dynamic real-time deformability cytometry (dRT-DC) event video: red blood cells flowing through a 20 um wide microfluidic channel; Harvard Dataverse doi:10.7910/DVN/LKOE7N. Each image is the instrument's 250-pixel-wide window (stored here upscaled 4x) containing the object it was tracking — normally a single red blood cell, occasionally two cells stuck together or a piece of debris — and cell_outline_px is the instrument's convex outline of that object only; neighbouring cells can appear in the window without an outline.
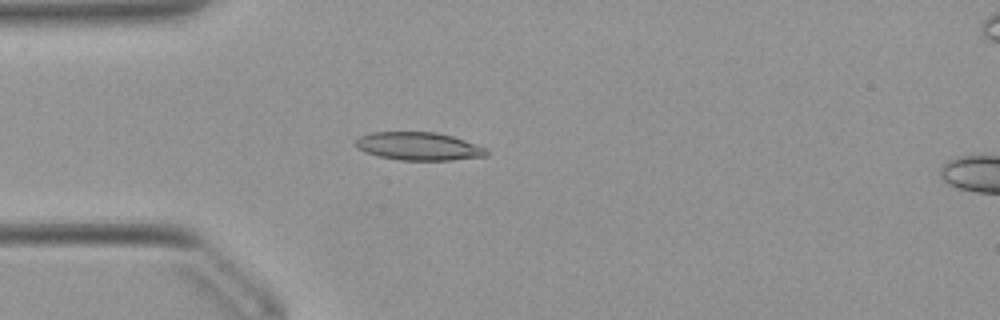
{"species": "Egyptian fruit bat (a non-hibernating species)", "species_latin": "Rousettus aegyptiacus", "temperature_condition": "warm", "stored_images_in_passage": 51, "camera_frame_rate_fps": 3000, "um_per_image_px": 0.085, "animal": {"sex": "female"}, "frame": {"image": 1, "passage_image": 13, "time_ms": 4.0, "image_size_px": [1000, 320], "cell_outline_px": [[488, 156], [452, 160], [400, 160], [380, 156], [364, 152], [356, 148], [356, 140], [360, 136], [372, 132], [436, 132], [452, 136], [488, 148]], "centroid_in_image_um": [35.61, 12.43], "position_along_channel_um": 49.4, "area_um2": 21.44}}
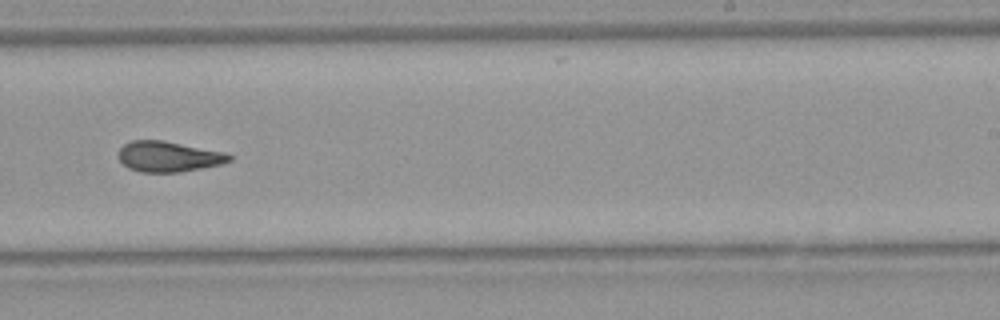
{"frame": {"image": 2, "passage_image": 31, "time_ms": 10.0, "image_size_px": [1000, 320], "cell_outline_px": [[232, 160], [220, 164], [200, 168], [176, 172], [140, 172], [128, 168], [120, 160], [120, 148], [124, 144], [132, 140], [164, 140], [228, 152], [232, 156]], "centroid_in_image_um": [14.36, 13.29], "position_along_channel_um": 274.6, "area_um2": 19.71}}
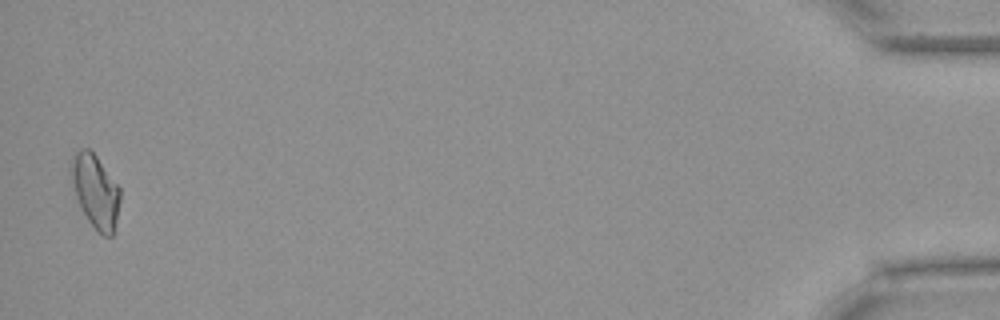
{"frame": {"image": 3, "passage_image": 50, "time_ms": 16.333, "image_size_px": [1000, 320], "cell_outline_px": [[120, 200], [116, 220], [112, 236], [104, 236], [88, 220], [76, 196], [68, 172], [68, 168], [76, 152], [80, 148], [88, 148], [96, 156], [120, 188]], "centroid_in_image_um": [8.09, 16.21], "position_along_channel_um": 427.1, "area_um2": 20.58}, "authors_computed_cell_mechanics": {"area_um2": 20.1722, "velocity_mm_per_s": 3.9273, "shape_relaxation_time_tau1_ms": null, "shape_relaxation_time_tau2_ms": 2.7843, "deformation_change_tau1": null, "deformation_change_tau2": 0.1015}}